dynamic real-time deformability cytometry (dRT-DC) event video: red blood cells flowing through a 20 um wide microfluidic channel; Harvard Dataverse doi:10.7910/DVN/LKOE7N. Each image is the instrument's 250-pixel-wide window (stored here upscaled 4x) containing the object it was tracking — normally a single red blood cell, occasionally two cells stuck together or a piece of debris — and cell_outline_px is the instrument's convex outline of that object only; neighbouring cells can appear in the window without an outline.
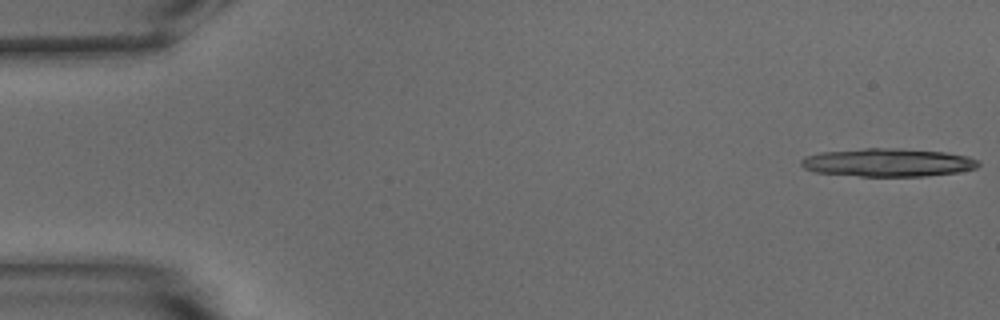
{"species": "common noctule bat (a hibernating species)", "species_latin": "Nyctalus noctula", "temperature_condition": "warm", "stored_images_in_passage": 39, "camera_frame_rate_fps": 3000, "um_per_image_px": 0.085, "animal": {"sex": "male", "body_mass_g": 15.6}, "frame": {"image": 1, "passage_image": 1, "time_ms": 0.0, "image_size_px": [1000, 320], "cell_outline_px": [[980, 164], [976, 168], [956, 172], [924, 176], [860, 176], [816, 172], [804, 168], [800, 164], [800, 160], [804, 156], [820, 152], [864, 148], [900, 148], [948, 152], [968, 156], [980, 160]], "centroid_in_image_um": [75.48, 13.8], "position_along_channel_um": 9.5, "area_um2": 29.3}}
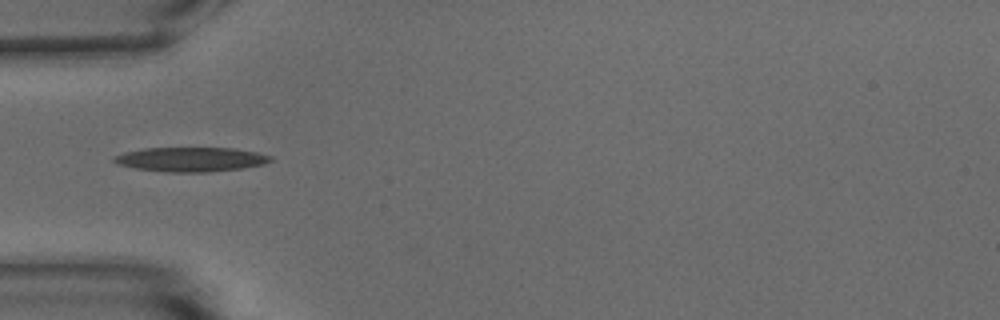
{"frame": {"image": 2, "passage_image": 17, "time_ms": 5.333, "image_size_px": [1000, 320], "cell_outline_px": [[272, 160], [264, 164], [244, 168], [208, 172], [164, 172], [136, 168], [116, 164], [112, 160], [112, 156], [124, 152], [144, 148], [236, 148], [256, 152], [272, 156]], "centroid_in_image_um": [16.2, 13.55], "position_along_channel_um": 68.8, "area_um2": 22.43}}